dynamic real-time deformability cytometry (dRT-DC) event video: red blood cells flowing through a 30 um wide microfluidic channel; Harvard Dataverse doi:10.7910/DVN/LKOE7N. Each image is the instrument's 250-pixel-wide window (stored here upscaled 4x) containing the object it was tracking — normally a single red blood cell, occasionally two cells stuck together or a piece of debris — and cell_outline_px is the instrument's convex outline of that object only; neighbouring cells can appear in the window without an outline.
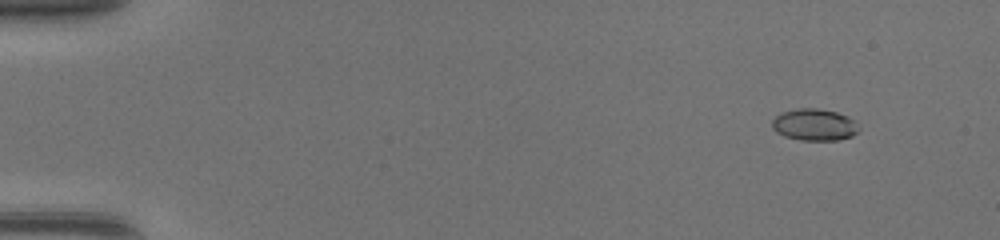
{"species": "common noctule bat (a hibernating species)", "species_latin": "Nyctalus noctula", "temperature_condition": "warm", "stored_images_in_passage": 49, "camera_frame_rate_fps": 3000, "um_per_image_px": 0.085, "animal": {"sex": "female", "body_mass_g": 17.0, "forearm_length_mm": 48.0}, "frame": {"image": 1, "passage_image": 5, "time_ms": 1.333, "image_size_px": [1000, 240], "cell_outline_px": [[860, 128], [852, 136], [836, 140], [800, 140], [784, 136], [776, 132], [772, 128], [772, 120], [780, 112], [796, 108], [816, 108], [836, 112], [848, 116]], "centroid_in_image_um": [69.18, 10.59], "position_along_channel_um": 15.8, "area_um2": 16.07}}
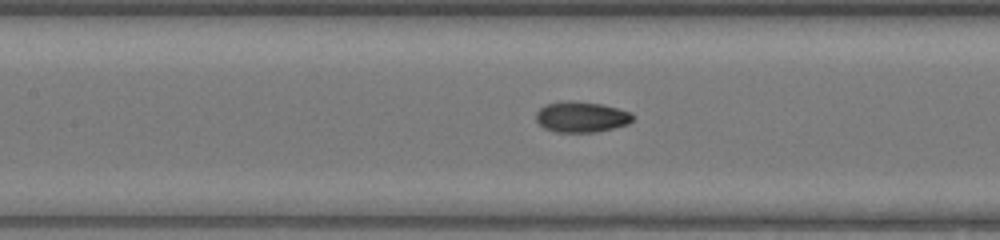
{"frame": {"image": 2, "passage_image": 24, "time_ms": 7.667, "image_size_px": [1000, 240], "cell_outline_px": [[636, 116], [628, 124], [596, 132], [556, 132], [544, 128], [536, 120], [536, 112], [544, 104], [572, 100], [600, 104], [632, 112]], "centroid_in_image_um": [49.42, 9.94], "position_along_channel_um": 158.0, "area_um2": 17.34}}
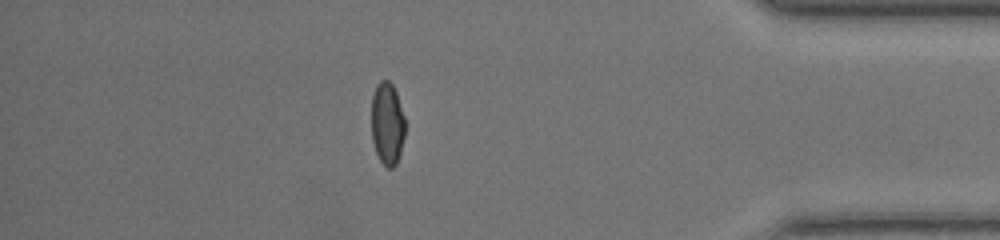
{"frame": {"image": 3, "passage_image": 43, "time_ms": 14.0, "image_size_px": [1000, 240], "cell_outline_px": [[404, 136], [400, 152], [396, 164], [392, 168], [388, 168], [380, 160], [376, 152], [372, 140], [372, 96], [376, 84], [380, 80], [388, 80], [392, 84], [396, 92], [404, 116]], "centroid_in_image_um": [32.91, 10.48], "position_along_channel_um": 402.3, "area_um2": 16.07}, "authors_computed_cell_mechanics": {"area_um2": 16.4152, "velocity_mm_per_s": 4.4097, "shape_relaxation_time_tau1_ms": 11.1906, "shape_relaxation_time_tau2_ms": 0.9215, "deformation_change_tau1": 0.3107, "deformation_change_tau2": 0.0461}}